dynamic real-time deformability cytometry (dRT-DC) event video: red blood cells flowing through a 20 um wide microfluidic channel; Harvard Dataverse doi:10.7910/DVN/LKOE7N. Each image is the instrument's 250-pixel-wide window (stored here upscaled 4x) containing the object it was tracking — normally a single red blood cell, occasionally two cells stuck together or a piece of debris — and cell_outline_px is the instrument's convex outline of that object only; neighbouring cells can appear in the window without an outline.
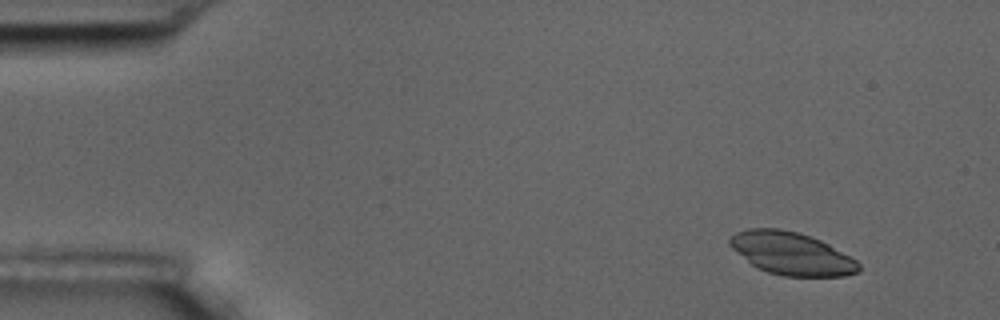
{"species": "common noctule bat (a hibernating species)", "species_latin": "Nyctalus noctula", "temperature_condition": "room temperature", "stored_images_in_passage": 4, "camera_frame_rate_fps": 3000, "um_per_image_px": 0.085, "animal": {"sex": "male", "body_mass_g": 17.5, "forearm_length_mm": 52.3}, "frame": {"image": 1, "passage_image": 1, "time_ms": 0.0, "image_size_px": [1000, 320], "cell_outline_px": [[860, 272], [844, 276], [784, 276], [768, 272], [756, 268], [736, 252], [728, 244], [728, 240], [736, 232], [748, 228], [780, 228], [796, 232], [820, 240], [828, 244], [856, 260], [860, 264]], "centroid_in_image_um": [67.26, 21.55], "position_along_channel_um": 17.7, "area_um2": 31.96}}